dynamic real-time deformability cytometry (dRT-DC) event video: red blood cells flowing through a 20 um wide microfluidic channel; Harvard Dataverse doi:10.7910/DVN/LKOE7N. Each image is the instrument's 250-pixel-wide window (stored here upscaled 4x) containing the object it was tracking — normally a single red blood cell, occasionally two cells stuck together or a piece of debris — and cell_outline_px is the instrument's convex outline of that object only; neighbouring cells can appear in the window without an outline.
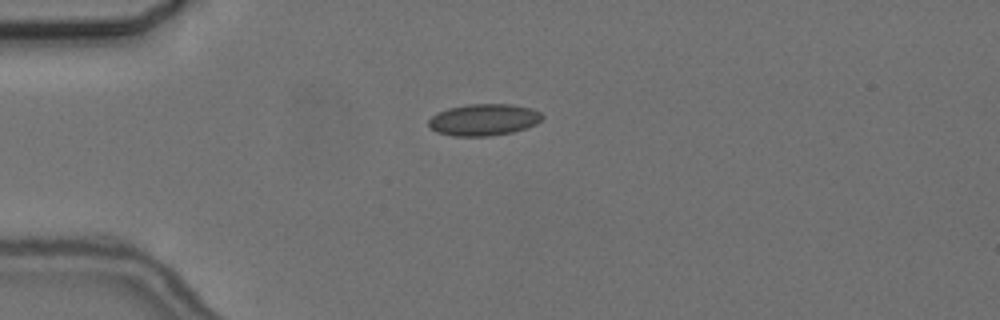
{"species": "common noctule bat (a hibernating species)", "species_latin": "Nyctalus noctula", "temperature_condition": "cold", "stored_images_in_passage": 2, "camera_frame_rate_fps": 3000, "um_per_image_px": 0.085, "animal": {"sex": "female", "body_mass_g": 24.6, "forearm_length_mm": 56.2}, "frame": {"image": 1, "passage_image": 1, "time_ms": 0.0, "image_size_px": [1000, 320], "cell_outline_px": [[544, 116], [536, 124], [512, 132], [488, 136], [452, 136], [436, 132], [428, 124], [428, 120], [436, 112], [448, 108], [468, 104], [512, 104], [532, 108], [540, 112]], "centroid_in_image_um": [41.1, 10.17], "position_along_channel_um": 43.9, "area_um2": 21.04}}